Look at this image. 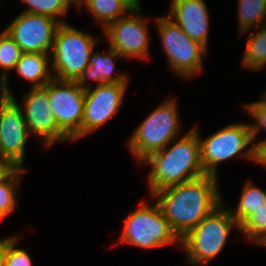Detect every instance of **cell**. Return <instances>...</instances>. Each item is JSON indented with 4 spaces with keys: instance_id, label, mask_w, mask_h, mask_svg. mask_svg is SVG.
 Instances as JSON below:
<instances>
[{
    "instance_id": "obj_7",
    "label": "cell",
    "mask_w": 266,
    "mask_h": 266,
    "mask_svg": "<svg viewBox=\"0 0 266 266\" xmlns=\"http://www.w3.org/2000/svg\"><path fill=\"white\" fill-rule=\"evenodd\" d=\"M252 141L250 126L242 123L228 125L205 140L200 139L201 162L205 174L216 176L217 164L236 155L254 160ZM250 144L252 147L245 149Z\"/></svg>"
},
{
    "instance_id": "obj_17",
    "label": "cell",
    "mask_w": 266,
    "mask_h": 266,
    "mask_svg": "<svg viewBox=\"0 0 266 266\" xmlns=\"http://www.w3.org/2000/svg\"><path fill=\"white\" fill-rule=\"evenodd\" d=\"M49 54L45 53H22L15 69L20 77L33 83V88L44 87L53 79L48 71Z\"/></svg>"
},
{
    "instance_id": "obj_31",
    "label": "cell",
    "mask_w": 266,
    "mask_h": 266,
    "mask_svg": "<svg viewBox=\"0 0 266 266\" xmlns=\"http://www.w3.org/2000/svg\"><path fill=\"white\" fill-rule=\"evenodd\" d=\"M7 169V167L3 164L0 163V175Z\"/></svg>"
},
{
    "instance_id": "obj_25",
    "label": "cell",
    "mask_w": 266,
    "mask_h": 266,
    "mask_svg": "<svg viewBox=\"0 0 266 266\" xmlns=\"http://www.w3.org/2000/svg\"><path fill=\"white\" fill-rule=\"evenodd\" d=\"M239 231L244 233L246 238L254 239L258 244L266 237V204L250 215L240 226Z\"/></svg>"
},
{
    "instance_id": "obj_12",
    "label": "cell",
    "mask_w": 266,
    "mask_h": 266,
    "mask_svg": "<svg viewBox=\"0 0 266 266\" xmlns=\"http://www.w3.org/2000/svg\"><path fill=\"white\" fill-rule=\"evenodd\" d=\"M127 82L106 83L85 90L81 137L92 133L109 120L122 104Z\"/></svg>"
},
{
    "instance_id": "obj_19",
    "label": "cell",
    "mask_w": 266,
    "mask_h": 266,
    "mask_svg": "<svg viewBox=\"0 0 266 266\" xmlns=\"http://www.w3.org/2000/svg\"><path fill=\"white\" fill-rule=\"evenodd\" d=\"M24 168L9 167L0 175V219L10 214L16 206V187Z\"/></svg>"
},
{
    "instance_id": "obj_9",
    "label": "cell",
    "mask_w": 266,
    "mask_h": 266,
    "mask_svg": "<svg viewBox=\"0 0 266 266\" xmlns=\"http://www.w3.org/2000/svg\"><path fill=\"white\" fill-rule=\"evenodd\" d=\"M44 88L48 91L49 107L58 127L72 140L81 137L85 90L76 81L52 79Z\"/></svg>"
},
{
    "instance_id": "obj_3",
    "label": "cell",
    "mask_w": 266,
    "mask_h": 266,
    "mask_svg": "<svg viewBox=\"0 0 266 266\" xmlns=\"http://www.w3.org/2000/svg\"><path fill=\"white\" fill-rule=\"evenodd\" d=\"M223 203L190 229L181 239L191 265H204L216 257L225 246L232 227L239 225Z\"/></svg>"
},
{
    "instance_id": "obj_16",
    "label": "cell",
    "mask_w": 266,
    "mask_h": 266,
    "mask_svg": "<svg viewBox=\"0 0 266 266\" xmlns=\"http://www.w3.org/2000/svg\"><path fill=\"white\" fill-rule=\"evenodd\" d=\"M108 54H100L99 52H92L88 60V66L83 70V73L76 81L79 86L86 90L89 86H85L86 80L88 78L98 81V85L106 83H121L128 82L127 76L125 74L117 75L112 77L115 70V62L113 59L116 57H122L118 52L109 47Z\"/></svg>"
},
{
    "instance_id": "obj_29",
    "label": "cell",
    "mask_w": 266,
    "mask_h": 266,
    "mask_svg": "<svg viewBox=\"0 0 266 266\" xmlns=\"http://www.w3.org/2000/svg\"><path fill=\"white\" fill-rule=\"evenodd\" d=\"M132 10H141L139 0H123Z\"/></svg>"
},
{
    "instance_id": "obj_26",
    "label": "cell",
    "mask_w": 266,
    "mask_h": 266,
    "mask_svg": "<svg viewBox=\"0 0 266 266\" xmlns=\"http://www.w3.org/2000/svg\"><path fill=\"white\" fill-rule=\"evenodd\" d=\"M18 239V237L4 239L3 266H32V260L27 251L16 248Z\"/></svg>"
},
{
    "instance_id": "obj_1",
    "label": "cell",
    "mask_w": 266,
    "mask_h": 266,
    "mask_svg": "<svg viewBox=\"0 0 266 266\" xmlns=\"http://www.w3.org/2000/svg\"><path fill=\"white\" fill-rule=\"evenodd\" d=\"M217 183V176L203 175L153 194L180 239L221 205Z\"/></svg>"
},
{
    "instance_id": "obj_4",
    "label": "cell",
    "mask_w": 266,
    "mask_h": 266,
    "mask_svg": "<svg viewBox=\"0 0 266 266\" xmlns=\"http://www.w3.org/2000/svg\"><path fill=\"white\" fill-rule=\"evenodd\" d=\"M92 35L70 26L61 24L56 32L52 47V67L54 79L77 81L83 70L89 65L88 60L97 43Z\"/></svg>"
},
{
    "instance_id": "obj_8",
    "label": "cell",
    "mask_w": 266,
    "mask_h": 266,
    "mask_svg": "<svg viewBox=\"0 0 266 266\" xmlns=\"http://www.w3.org/2000/svg\"><path fill=\"white\" fill-rule=\"evenodd\" d=\"M157 22L170 68L187 78L201 73L202 56H205L207 50L166 16L157 18Z\"/></svg>"
},
{
    "instance_id": "obj_6",
    "label": "cell",
    "mask_w": 266,
    "mask_h": 266,
    "mask_svg": "<svg viewBox=\"0 0 266 266\" xmlns=\"http://www.w3.org/2000/svg\"><path fill=\"white\" fill-rule=\"evenodd\" d=\"M124 222L120 242L140 248H156L174 242L180 244V238L171 229L156 201L152 206L142 204Z\"/></svg>"
},
{
    "instance_id": "obj_18",
    "label": "cell",
    "mask_w": 266,
    "mask_h": 266,
    "mask_svg": "<svg viewBox=\"0 0 266 266\" xmlns=\"http://www.w3.org/2000/svg\"><path fill=\"white\" fill-rule=\"evenodd\" d=\"M81 4L89 9L88 11L94 16L96 22H103L104 29L110 23L123 17L125 12L132 11L123 0H78L75 6Z\"/></svg>"
},
{
    "instance_id": "obj_27",
    "label": "cell",
    "mask_w": 266,
    "mask_h": 266,
    "mask_svg": "<svg viewBox=\"0 0 266 266\" xmlns=\"http://www.w3.org/2000/svg\"><path fill=\"white\" fill-rule=\"evenodd\" d=\"M263 100L247 105V111L254 117L256 124L249 125L251 130L252 139L254 140L260 129L266 130V100Z\"/></svg>"
},
{
    "instance_id": "obj_15",
    "label": "cell",
    "mask_w": 266,
    "mask_h": 266,
    "mask_svg": "<svg viewBox=\"0 0 266 266\" xmlns=\"http://www.w3.org/2000/svg\"><path fill=\"white\" fill-rule=\"evenodd\" d=\"M166 17L207 50L209 19L204 0H172Z\"/></svg>"
},
{
    "instance_id": "obj_10",
    "label": "cell",
    "mask_w": 266,
    "mask_h": 266,
    "mask_svg": "<svg viewBox=\"0 0 266 266\" xmlns=\"http://www.w3.org/2000/svg\"><path fill=\"white\" fill-rule=\"evenodd\" d=\"M28 133L22 108L15 97L0 94L1 163L7 168H22Z\"/></svg>"
},
{
    "instance_id": "obj_21",
    "label": "cell",
    "mask_w": 266,
    "mask_h": 266,
    "mask_svg": "<svg viewBox=\"0 0 266 266\" xmlns=\"http://www.w3.org/2000/svg\"><path fill=\"white\" fill-rule=\"evenodd\" d=\"M22 51L16 42L4 31L0 33V67L4 72L1 75V95L13 96L7 87V70L14 69L20 60Z\"/></svg>"
},
{
    "instance_id": "obj_13",
    "label": "cell",
    "mask_w": 266,
    "mask_h": 266,
    "mask_svg": "<svg viewBox=\"0 0 266 266\" xmlns=\"http://www.w3.org/2000/svg\"><path fill=\"white\" fill-rule=\"evenodd\" d=\"M140 11L132 10L130 16L120 17L104 29V33L109 38V47L118 52L123 58H149L147 55L149 39L147 20L142 16H135Z\"/></svg>"
},
{
    "instance_id": "obj_2",
    "label": "cell",
    "mask_w": 266,
    "mask_h": 266,
    "mask_svg": "<svg viewBox=\"0 0 266 266\" xmlns=\"http://www.w3.org/2000/svg\"><path fill=\"white\" fill-rule=\"evenodd\" d=\"M194 127L169 149L149 155L142 163H148V186L151 194L163 188L178 185L206 175L201 162L200 136Z\"/></svg>"
},
{
    "instance_id": "obj_11",
    "label": "cell",
    "mask_w": 266,
    "mask_h": 266,
    "mask_svg": "<svg viewBox=\"0 0 266 266\" xmlns=\"http://www.w3.org/2000/svg\"><path fill=\"white\" fill-rule=\"evenodd\" d=\"M64 23L24 11L7 26L5 32L16 42L22 53L50 54L57 29Z\"/></svg>"
},
{
    "instance_id": "obj_5",
    "label": "cell",
    "mask_w": 266,
    "mask_h": 266,
    "mask_svg": "<svg viewBox=\"0 0 266 266\" xmlns=\"http://www.w3.org/2000/svg\"><path fill=\"white\" fill-rule=\"evenodd\" d=\"M176 101L166 100L154 109L129 139V148L141 163L152 153L162 150L179 131Z\"/></svg>"
},
{
    "instance_id": "obj_28",
    "label": "cell",
    "mask_w": 266,
    "mask_h": 266,
    "mask_svg": "<svg viewBox=\"0 0 266 266\" xmlns=\"http://www.w3.org/2000/svg\"><path fill=\"white\" fill-rule=\"evenodd\" d=\"M254 162L266 166V139L257 144L254 143Z\"/></svg>"
},
{
    "instance_id": "obj_32",
    "label": "cell",
    "mask_w": 266,
    "mask_h": 266,
    "mask_svg": "<svg viewBox=\"0 0 266 266\" xmlns=\"http://www.w3.org/2000/svg\"><path fill=\"white\" fill-rule=\"evenodd\" d=\"M260 244L266 246V237L258 243V245Z\"/></svg>"
},
{
    "instance_id": "obj_23",
    "label": "cell",
    "mask_w": 266,
    "mask_h": 266,
    "mask_svg": "<svg viewBox=\"0 0 266 266\" xmlns=\"http://www.w3.org/2000/svg\"><path fill=\"white\" fill-rule=\"evenodd\" d=\"M238 18L241 33H245L252 26L266 23V0H239Z\"/></svg>"
},
{
    "instance_id": "obj_22",
    "label": "cell",
    "mask_w": 266,
    "mask_h": 266,
    "mask_svg": "<svg viewBox=\"0 0 266 266\" xmlns=\"http://www.w3.org/2000/svg\"><path fill=\"white\" fill-rule=\"evenodd\" d=\"M246 47L242 57V63L245 67L257 70L264 65L266 66V23H263L260 31L250 35Z\"/></svg>"
},
{
    "instance_id": "obj_20",
    "label": "cell",
    "mask_w": 266,
    "mask_h": 266,
    "mask_svg": "<svg viewBox=\"0 0 266 266\" xmlns=\"http://www.w3.org/2000/svg\"><path fill=\"white\" fill-rule=\"evenodd\" d=\"M240 196L235 212L230 209V213L239 226L256 210L266 204V192L248 181Z\"/></svg>"
},
{
    "instance_id": "obj_24",
    "label": "cell",
    "mask_w": 266,
    "mask_h": 266,
    "mask_svg": "<svg viewBox=\"0 0 266 266\" xmlns=\"http://www.w3.org/2000/svg\"><path fill=\"white\" fill-rule=\"evenodd\" d=\"M29 8L25 12L45 15L53 19L67 13L69 4H76L75 0H22Z\"/></svg>"
},
{
    "instance_id": "obj_30",
    "label": "cell",
    "mask_w": 266,
    "mask_h": 266,
    "mask_svg": "<svg viewBox=\"0 0 266 266\" xmlns=\"http://www.w3.org/2000/svg\"><path fill=\"white\" fill-rule=\"evenodd\" d=\"M4 257V239L0 240V266H3Z\"/></svg>"
},
{
    "instance_id": "obj_14",
    "label": "cell",
    "mask_w": 266,
    "mask_h": 266,
    "mask_svg": "<svg viewBox=\"0 0 266 266\" xmlns=\"http://www.w3.org/2000/svg\"><path fill=\"white\" fill-rule=\"evenodd\" d=\"M49 104L48 91L44 87H32L23 98V115L28 131L41 138L45 147L61 140H71L58 127Z\"/></svg>"
}]
</instances>
